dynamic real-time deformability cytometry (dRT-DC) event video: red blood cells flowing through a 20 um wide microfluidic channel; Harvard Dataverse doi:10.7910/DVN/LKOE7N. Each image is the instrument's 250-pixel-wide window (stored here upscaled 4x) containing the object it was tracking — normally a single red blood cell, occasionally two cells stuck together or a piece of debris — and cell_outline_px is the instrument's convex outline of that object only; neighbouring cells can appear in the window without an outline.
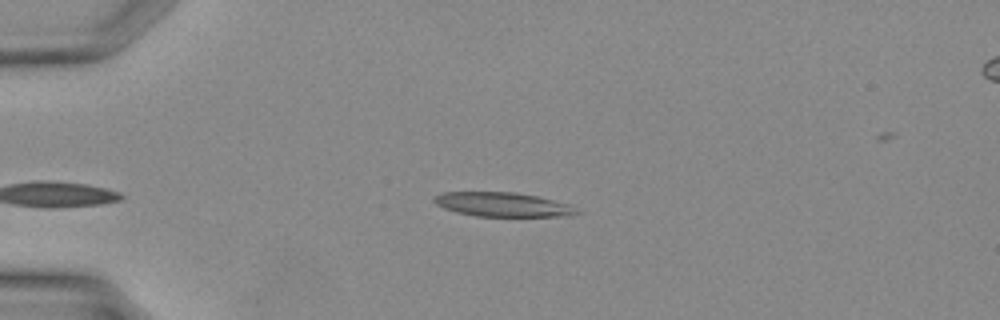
{"species": "Egyptian fruit bat (a non-hibernating species)", "species_latin": "Rousettus aegyptiacus", "temperature_condition": "warm", "stored_images_in_passage": 26, "camera_frame_rate_fps": 3000, "um_per_image_px": 0.085, "animal": {"sex": "female"}, "frame": {"image": 1, "passage_image": 1, "time_ms": 0.0, "image_size_px": [1000, 320], "cell_outline_px": [[584, 212], [568, 216], [476, 216], [456, 212], [444, 208], [436, 204], [432, 200], [440, 192], [516, 192], [536, 196], [568, 204]], "centroid_in_image_um": [42.73, 17.38], "position_along_channel_um": 42.3, "area_um2": 20.11}}
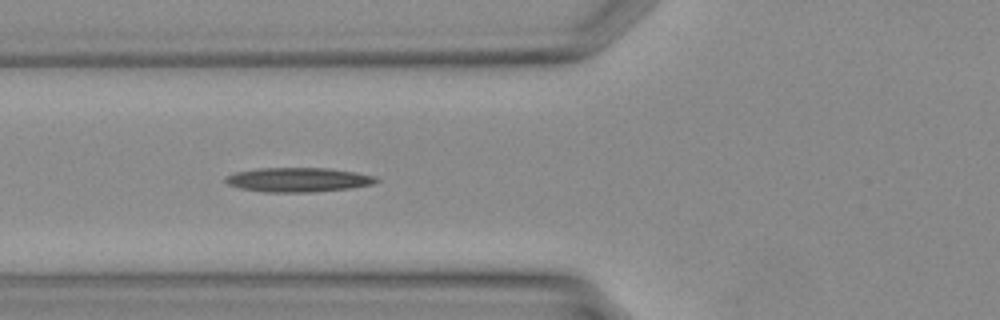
{"frame": {"image": 2, "passage_image": 6, "time_ms": 1.667, "image_size_px": [1000, 320], "cell_outline_px": [[380, 180], [372, 184], [348, 188], [308, 192], [264, 192], [240, 188], [228, 184], [224, 180], [224, 176], [236, 172], [256, 168], [328, 168], [356, 172], [376, 176]], "centroid_in_image_um": [25.32, 15.27], "position_along_channel_um": 100.5, "area_um2": 21.33}}
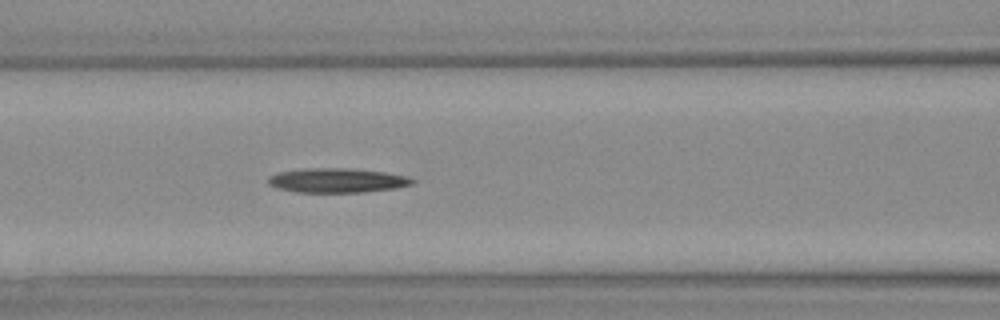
{"frame": {"image": 3, "passage_image": 8, "time_ms": 2.333, "image_size_px": [1000, 320], "cell_outline_px": [[416, 180], [412, 184], [396, 188], [360, 192], [296, 192], [276, 188], [268, 184], [268, 176], [276, 172], [308, 168], [352, 168], [388, 172], [408, 176]], "centroid_in_image_um": [28.65, 15.32], "position_along_channel_um": 138.0, "area_um2": 20.75}}